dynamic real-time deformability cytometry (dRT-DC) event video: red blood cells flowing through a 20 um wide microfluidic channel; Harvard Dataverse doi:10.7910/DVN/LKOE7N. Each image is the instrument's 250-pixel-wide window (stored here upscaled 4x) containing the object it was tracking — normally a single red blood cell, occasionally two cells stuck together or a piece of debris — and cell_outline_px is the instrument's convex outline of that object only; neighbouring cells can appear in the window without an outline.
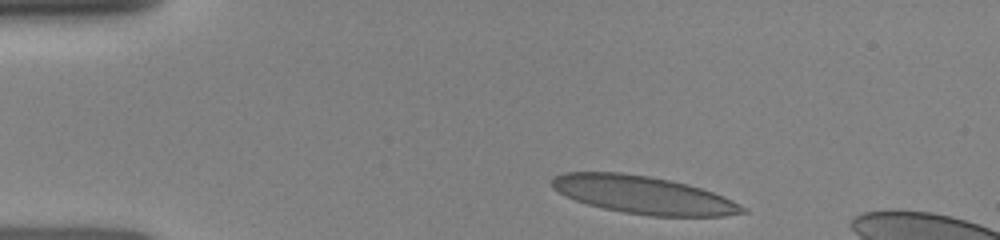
{"species": "human", "species_latin": "Homo sapiens", "temperature_condition": "room temperature", "stored_images_in_passage": 25, "camera_frame_rate_fps": 3000, "um_per_image_px": 0.085, "donor": {"sex": "female"}, "frame": {"image": 1, "passage_image": 1, "time_ms": 0.0, "image_size_px": [1000, 240], "cell_outline_px": [[748, 212], [724, 216], [648, 216], [624, 212], [604, 208], [588, 204], [564, 196], [552, 188], [552, 176], [564, 172], [620, 172], [648, 176], [688, 184], [724, 196], [748, 208]], "centroid_in_image_um": [54.68, 16.57], "position_along_channel_um": 30.3, "area_um2": 41.96}}
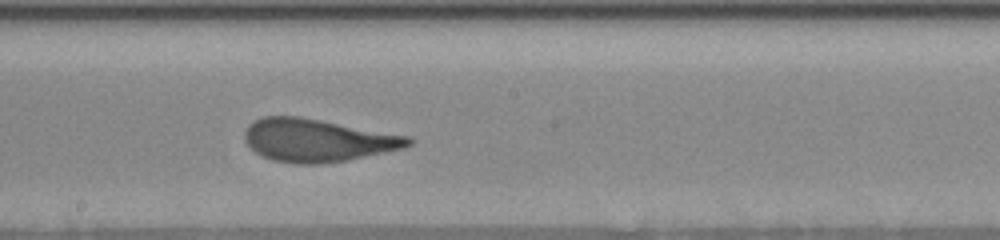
{"frame": {"image": 2, "passage_image": 15, "time_ms": 6.0, "image_size_px": [1000, 240], "cell_outline_px": [[416, 140], [412, 144], [404, 148], [348, 160], [320, 164], [292, 164], [272, 160], [256, 152], [244, 140], [244, 132], [248, 124], [264, 116], [300, 116], [412, 136]], "centroid_in_image_um": [27.03, 11.92], "position_along_channel_um": 221.2, "area_um2": 41.21}}
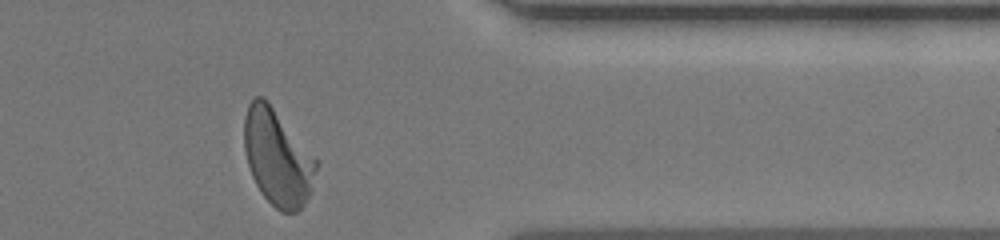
{"frame": {"image": 3, "passage_image": 25, "time_ms": 10.333, "image_size_px": [1000, 240], "cell_outline_px": [[316, 168], [312, 188], [304, 204], [296, 212], [280, 212], [260, 192], [252, 176], [248, 164], [244, 148], [244, 116], [248, 104], [256, 96], [264, 96], [268, 100], [316, 160]], "centroid_in_image_um": [23.55, 13.37], "position_along_channel_um": 387.9, "area_um2": 39.82}}